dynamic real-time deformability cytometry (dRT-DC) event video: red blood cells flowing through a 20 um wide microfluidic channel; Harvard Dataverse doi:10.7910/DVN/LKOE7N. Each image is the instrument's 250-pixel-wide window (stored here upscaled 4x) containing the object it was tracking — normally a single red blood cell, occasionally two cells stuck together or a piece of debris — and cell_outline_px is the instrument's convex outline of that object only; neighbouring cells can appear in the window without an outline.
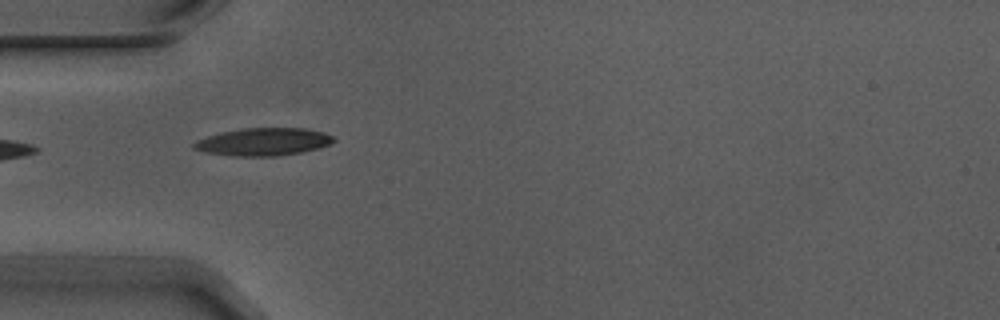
{"species": "Egyptian fruit bat (a non-hibernating species)", "species_latin": "Rousettus aegyptiacus", "temperature_condition": "warm", "stored_images_in_passage": 3, "camera_frame_rate_fps": 3000, "um_per_image_px": 0.085, "animal": {"sex": "male"}, "frame": {"image": 1, "passage_image": 2, "time_ms": 0.333, "image_size_px": [1000, 320], "cell_outline_px": [[336, 140], [328, 144], [316, 148], [300, 152], [276, 156], [232, 156], [208, 152], [192, 148], [192, 144], [196, 140], [220, 132], [244, 128], [304, 128], [324, 132], [332, 136]], "centroid_in_image_um": [22.36, 12.04], "position_along_channel_um": 62.6, "area_um2": 22.31}}
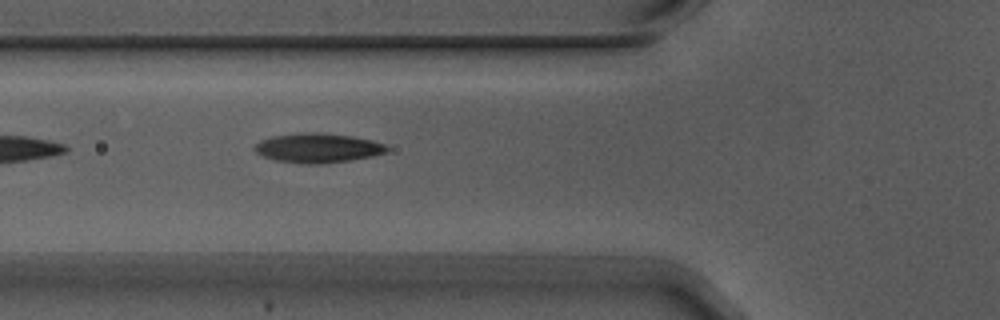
{"frame": {"image": 2, "passage_image": 3, "time_ms": 0.667, "image_size_px": [1000, 320], "cell_outline_px": [[388, 152], [372, 156], [352, 160], [320, 164], [304, 164], [276, 160], [264, 156], [256, 152], [252, 148], [260, 140], [272, 136], [300, 132], [320, 132], [352, 136], [372, 140], [388, 144]], "centroid_in_image_um": [27.04, 12.57], "position_along_channel_um": 98.8, "area_um2": 22.95}}